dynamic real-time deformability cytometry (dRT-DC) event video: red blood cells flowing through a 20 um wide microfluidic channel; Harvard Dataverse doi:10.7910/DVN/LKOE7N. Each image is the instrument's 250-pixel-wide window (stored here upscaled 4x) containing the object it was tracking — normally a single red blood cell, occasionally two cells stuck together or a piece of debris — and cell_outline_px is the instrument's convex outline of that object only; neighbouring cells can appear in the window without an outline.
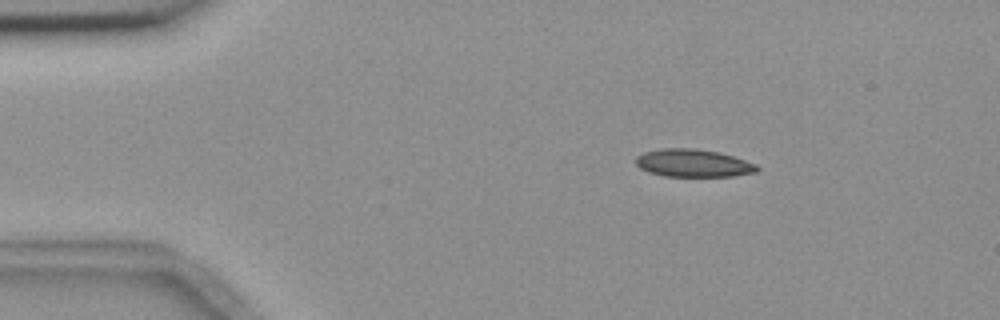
{"species": "common noctule bat (a hibernating species)", "species_latin": "Nyctalus noctula", "temperature_condition": "room temperature", "stored_images_in_passage": 5, "segment_of_instrument_passage": [1, 2], "camera_frame_rate_fps": 3000, "um_per_image_px": 0.085, "animal": {"sex": "female", "body_mass_g": 18.4}, "frame": {"image": 1, "passage_image": 2, "time_ms": 1.0, "image_size_px": [1000, 320], "cell_outline_px": [[760, 168], [756, 172], [732, 176], [664, 176], [648, 172], [640, 168], [636, 164], [636, 156], [644, 152], [660, 148], [692, 148], [720, 152], [756, 164]], "centroid_in_image_um": [58.9, 13.86], "position_along_channel_um": 26.1, "area_um2": 19.59}}